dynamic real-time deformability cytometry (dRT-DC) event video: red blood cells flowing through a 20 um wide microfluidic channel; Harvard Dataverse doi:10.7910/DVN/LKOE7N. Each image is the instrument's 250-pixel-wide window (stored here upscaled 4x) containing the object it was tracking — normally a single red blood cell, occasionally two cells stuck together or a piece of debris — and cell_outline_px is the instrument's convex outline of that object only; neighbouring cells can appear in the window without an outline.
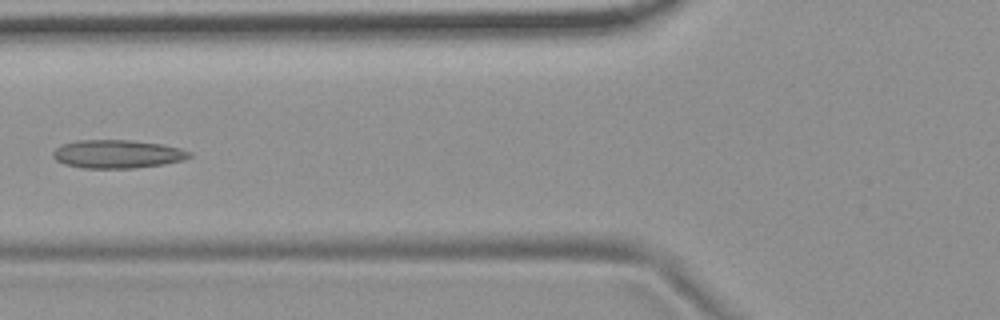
{"species": "common noctule bat (a hibernating species)", "species_latin": "Nyctalus noctula", "temperature_condition": "room temperature", "stored_images_in_passage": 6, "camera_frame_rate_fps": 3000, "um_per_image_px": 0.085, "animal": {"sex": "female", "body_mass_g": 19.9}, "frame": {"image": 1, "passage_image": 5, "time_ms": 5.667, "image_size_px": [1000, 320], "cell_outline_px": [[192, 156], [184, 160], [164, 164], [136, 168], [80, 168], [64, 164], [56, 160], [52, 156], [52, 152], [60, 144], [76, 140], [128, 140], [160, 144], [180, 148], [192, 152]], "centroid_in_image_um": [9.95, 13.1], "position_along_channel_um": 115.8, "area_um2": 22.72}}
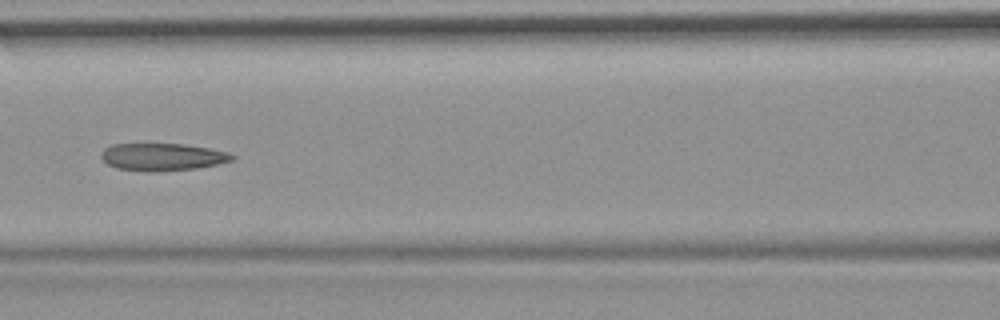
{"frame": {"image": 2, "passage_image": 6, "time_ms": 6.667, "image_size_px": [1000, 320], "cell_outline_px": [[236, 156], [232, 160], [216, 164], [196, 168], [152, 172], [144, 172], [116, 168], [108, 164], [100, 156], [104, 148], [112, 144], [184, 144], [208, 148], [228, 152]], "centroid_in_image_um": [13.78, 13.34], "position_along_channel_um": 152.8, "area_um2": 20.87}}